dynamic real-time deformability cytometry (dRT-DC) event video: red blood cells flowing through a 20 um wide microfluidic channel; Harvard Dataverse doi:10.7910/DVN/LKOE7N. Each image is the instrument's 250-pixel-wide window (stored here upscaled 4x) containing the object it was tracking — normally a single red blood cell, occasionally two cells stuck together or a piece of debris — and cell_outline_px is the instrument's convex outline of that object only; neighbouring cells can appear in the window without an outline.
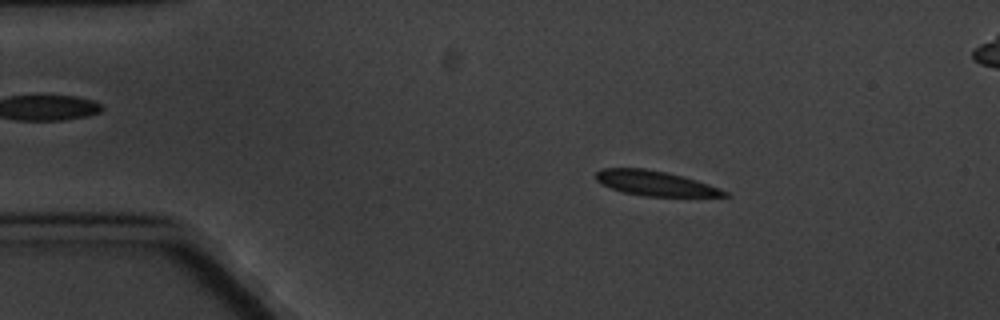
{"species": "common noctule bat (a hibernating species)", "species_latin": "Nyctalus noctula", "temperature_condition": "cold", "stored_images_in_passage": 5, "segment_of_instrument_passage": [1, 2], "camera_frame_rate_fps": 3000, "um_per_image_px": 0.085, "animal": {"sex": "male", "body_mass_g": 20.1, "forearm_length_mm": 53.5}, "frame": {"image": 1, "passage_image": 2, "time_ms": 1.333, "image_size_px": [1000, 320], "cell_outline_px": [[732, 196], [644, 196], [620, 192], [600, 184], [596, 180], [596, 172], [604, 168], [644, 168], [684, 176], [708, 184], [728, 192]], "centroid_in_image_um": [55.65, 15.58], "position_along_channel_um": 29.4, "area_um2": 18.61}}